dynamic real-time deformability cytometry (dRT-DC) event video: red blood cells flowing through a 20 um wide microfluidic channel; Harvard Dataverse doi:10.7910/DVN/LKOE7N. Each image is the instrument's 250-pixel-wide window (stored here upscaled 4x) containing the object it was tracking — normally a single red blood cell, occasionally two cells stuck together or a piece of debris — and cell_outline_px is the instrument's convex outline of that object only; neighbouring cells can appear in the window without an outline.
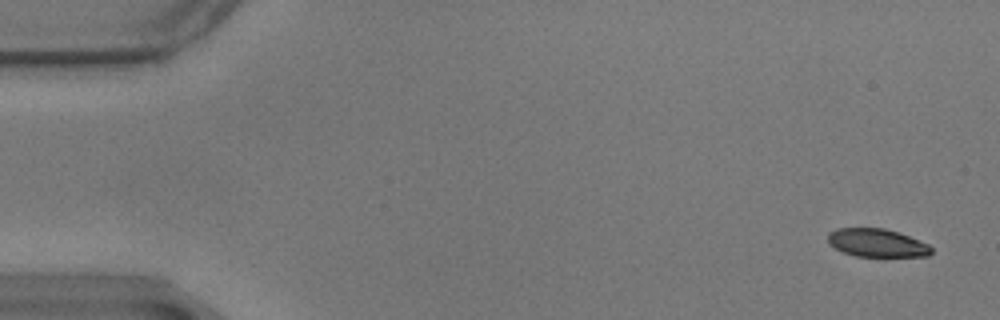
{"species": "common noctule bat (a hibernating species)", "species_latin": "Nyctalus noctula", "temperature_condition": "warm", "stored_images_in_passage": 28, "camera_frame_rate_fps": 3000, "um_per_image_px": 0.085, "animal": {"sex": "male", "body_mass_g": 17.9}, "frame": {"image": 1, "passage_image": 3, "time_ms": 0.667, "image_size_px": [1000, 320], "cell_outline_px": [[932, 252], [928, 256], [856, 256], [844, 252], [828, 244], [828, 232], [836, 228], [884, 228], [900, 232], [928, 244], [932, 248]], "centroid_in_image_um": [74.53, 20.63], "position_along_channel_um": 10.5, "area_um2": 16.99}}
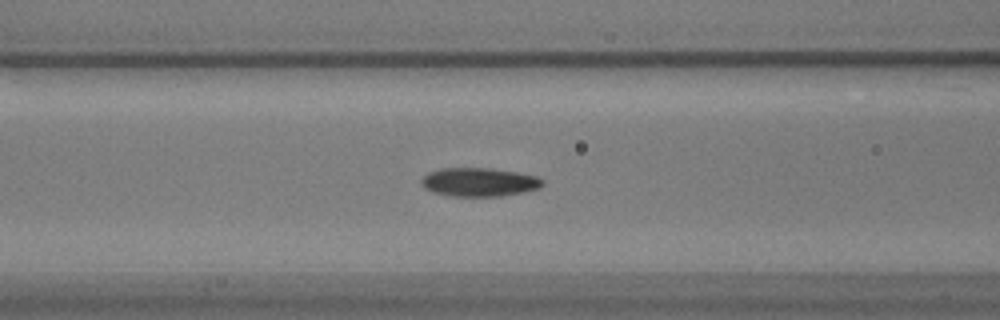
{"frame": {"image": 2, "passage_image": 24, "time_ms": 7.667, "image_size_px": [1000, 320], "cell_outline_px": [[544, 184], [540, 188], [524, 192], [500, 196], [452, 196], [432, 192], [424, 188], [420, 184], [420, 180], [428, 172], [440, 168], [488, 168], [516, 172], [536, 176], [544, 180]], "centroid_in_image_um": [40.71, 15.48], "position_along_channel_um": 125.9, "area_um2": 20.35}}
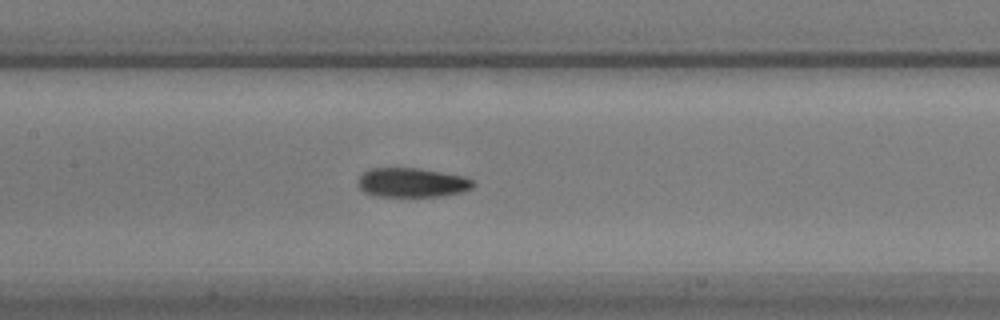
{"frame": {"image": 3, "passage_image": 28, "time_ms": 9.0, "image_size_px": [1000, 320], "cell_outline_px": [[476, 184], [472, 188], [460, 192], [444, 196], [376, 196], [364, 192], [360, 188], [360, 176], [364, 172], [372, 168], [420, 168], [464, 176], [472, 180]], "centroid_in_image_um": [35.06, 15.52], "position_along_channel_um": 172.3, "area_um2": 19.54}}